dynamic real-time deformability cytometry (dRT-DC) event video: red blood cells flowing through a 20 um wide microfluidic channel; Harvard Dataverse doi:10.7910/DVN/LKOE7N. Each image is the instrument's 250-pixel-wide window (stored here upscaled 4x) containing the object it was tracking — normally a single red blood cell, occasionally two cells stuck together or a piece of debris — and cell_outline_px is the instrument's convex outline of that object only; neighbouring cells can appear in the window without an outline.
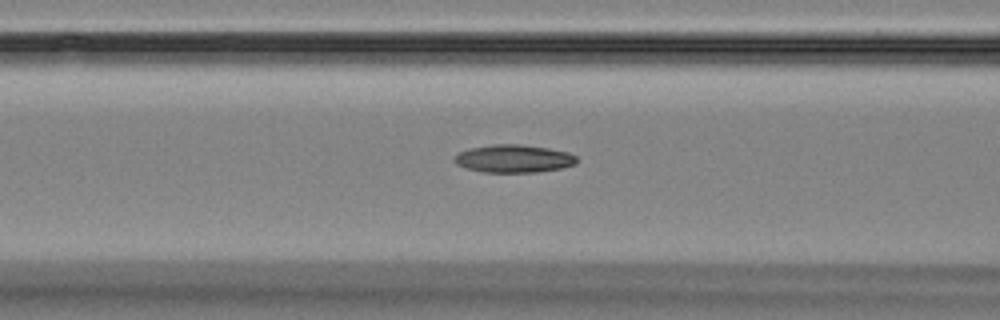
{"species": "Egyptian fruit bat (a non-hibernating species)", "species_latin": "Rousettus aegyptiacus", "temperature_condition": "room temperature", "stored_images_in_passage": 5, "camera_frame_rate_fps": 3000, "um_per_image_px": 0.085, "animal": {"sex": "female"}, "frame": {"image": 1, "passage_image": 5, "time_ms": 4.667, "image_size_px": [1000, 320], "cell_outline_px": [[576, 164], [560, 168], [536, 172], [484, 172], [468, 168], [456, 164], [452, 160], [460, 152], [472, 148], [492, 144], [520, 144], [548, 148], [568, 152], [576, 156]], "centroid_in_image_um": [43.67, 13.48], "position_along_channel_um": 122.9, "area_um2": 19.65}}